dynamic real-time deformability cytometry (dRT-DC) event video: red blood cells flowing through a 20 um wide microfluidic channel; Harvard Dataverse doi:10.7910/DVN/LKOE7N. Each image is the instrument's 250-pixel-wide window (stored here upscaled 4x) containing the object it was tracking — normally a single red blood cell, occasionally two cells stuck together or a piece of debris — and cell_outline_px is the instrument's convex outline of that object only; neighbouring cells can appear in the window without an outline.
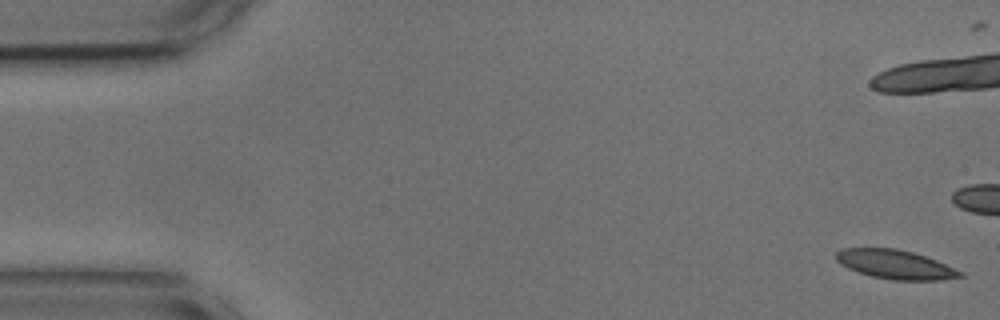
{"species": "common noctule bat (a hibernating species)", "species_latin": "Nyctalus noctula", "temperature_condition": "cold", "stored_images_in_passage": 12, "camera_frame_rate_fps": 3000, "um_per_image_px": 0.085, "animal": {"sex": "male", "body_mass_g": 17.9, "forearm_length_mm": 54.2}, "frame": {"image": 1, "passage_image": 1, "time_ms": 0.0, "image_size_px": [1000, 320], "cell_outline_px": [[964, 276], [940, 280], [892, 280], [872, 276], [856, 272], [840, 264], [836, 260], [836, 252], [840, 248], [896, 248], [912, 252], [936, 260], [964, 272]], "centroid_in_image_um": [76.08, 22.48], "position_along_channel_um": 8.9, "area_um2": 21.04}}